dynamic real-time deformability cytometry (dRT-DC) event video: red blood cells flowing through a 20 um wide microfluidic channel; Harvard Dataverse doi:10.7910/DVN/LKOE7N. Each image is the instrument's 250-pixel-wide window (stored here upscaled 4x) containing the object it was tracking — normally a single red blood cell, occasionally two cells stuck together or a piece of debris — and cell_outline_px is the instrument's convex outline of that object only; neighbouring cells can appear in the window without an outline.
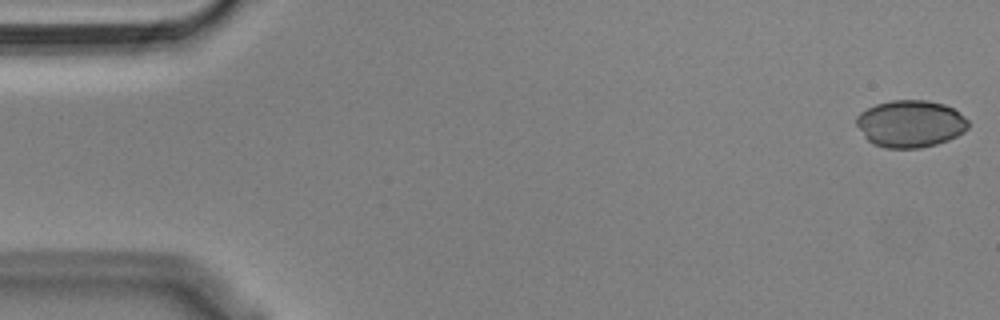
{"species": "Egyptian fruit bat (a non-hibernating species)", "species_latin": "Rousettus aegyptiacus", "temperature_condition": "cold", "stored_images_in_passage": 54, "camera_frame_rate_fps": 3000, "um_per_image_px": 0.085, "animal": {"sex": "male"}, "frame": {"image": 1, "passage_image": 1, "time_ms": 0.0, "image_size_px": [1000, 320], "cell_outline_px": [[968, 128], [964, 132], [948, 140], [936, 144], [920, 148], [884, 148], [872, 144], [864, 136], [856, 124], [856, 116], [860, 112], [876, 104], [892, 100], [928, 100], [944, 104], [952, 108], [964, 116], [968, 120]], "centroid_in_image_um": [77.37, 10.52], "position_along_channel_um": 7.6, "area_um2": 30.81}}
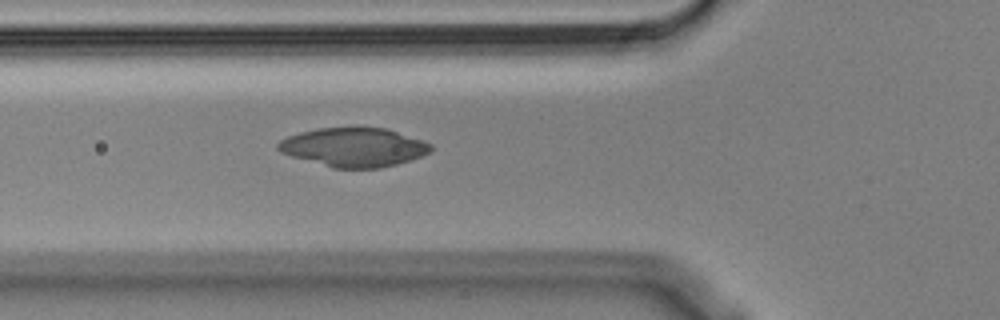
{"frame": {"image": 2, "passage_image": 19, "time_ms": 6.0, "image_size_px": [1000, 320], "cell_outline_px": [[432, 148], [428, 152], [412, 160], [380, 168], [332, 168], [292, 156], [280, 152], [276, 148], [276, 144], [280, 140], [288, 136], [300, 132], [320, 128], [388, 128], [432, 144]], "centroid_in_image_um": [30.06, 12.52], "position_along_channel_um": 95.7, "area_um2": 34.45}}
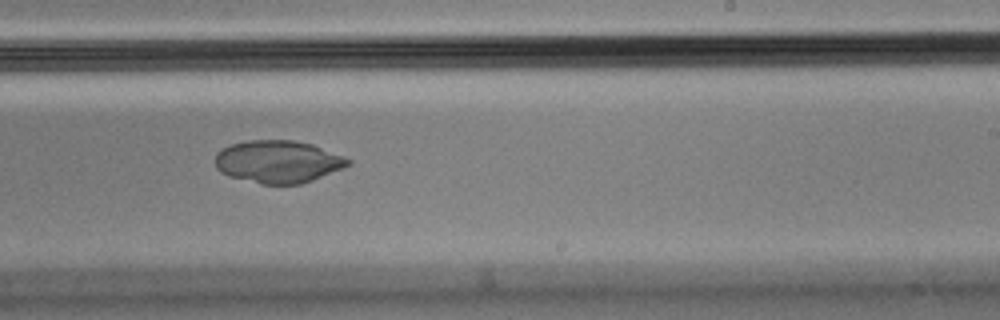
{"frame": {"image": 3, "passage_image": 33, "time_ms": 10.667, "image_size_px": [1000, 320], "cell_outline_px": [[352, 164], [344, 168], [312, 180], [300, 184], [260, 184], [228, 176], [220, 172], [216, 168], [216, 152], [232, 144], [248, 140], [292, 140], [312, 144], [352, 160]], "centroid_in_image_um": [23.63, 13.75], "position_along_channel_um": 265.4, "area_um2": 32.89}}